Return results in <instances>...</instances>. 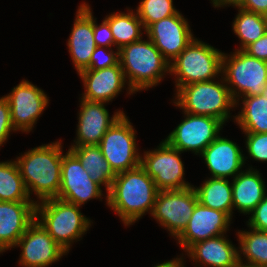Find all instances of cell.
<instances>
[{"label":"cell","instance_id":"1","mask_svg":"<svg viewBox=\"0 0 267 267\" xmlns=\"http://www.w3.org/2000/svg\"><path fill=\"white\" fill-rule=\"evenodd\" d=\"M158 192L154 180L139 165L116 175L106 195V202L128 226L145 212L152 214Z\"/></svg>","mask_w":267,"mask_h":267},{"label":"cell","instance_id":"2","mask_svg":"<svg viewBox=\"0 0 267 267\" xmlns=\"http://www.w3.org/2000/svg\"><path fill=\"white\" fill-rule=\"evenodd\" d=\"M62 152L61 141H56L28 150L16 158L29 196L35 192L40 201L58 197L61 187Z\"/></svg>","mask_w":267,"mask_h":267},{"label":"cell","instance_id":"3","mask_svg":"<svg viewBox=\"0 0 267 267\" xmlns=\"http://www.w3.org/2000/svg\"><path fill=\"white\" fill-rule=\"evenodd\" d=\"M119 63L129 80L130 95L158 85L165 73L170 72L169 61L149 38L123 46L119 50Z\"/></svg>","mask_w":267,"mask_h":267},{"label":"cell","instance_id":"4","mask_svg":"<svg viewBox=\"0 0 267 267\" xmlns=\"http://www.w3.org/2000/svg\"><path fill=\"white\" fill-rule=\"evenodd\" d=\"M36 203V220L43 226L55 242L67 253L71 243L91 226V220L80 212L81 206L58 198L46 199ZM40 215V216H39ZM41 218V219H40Z\"/></svg>","mask_w":267,"mask_h":267},{"label":"cell","instance_id":"5","mask_svg":"<svg viewBox=\"0 0 267 267\" xmlns=\"http://www.w3.org/2000/svg\"><path fill=\"white\" fill-rule=\"evenodd\" d=\"M221 83L211 80L182 86L176 91L174 104L184 113L211 116L224 124L236 105L224 79Z\"/></svg>","mask_w":267,"mask_h":267},{"label":"cell","instance_id":"6","mask_svg":"<svg viewBox=\"0 0 267 267\" xmlns=\"http://www.w3.org/2000/svg\"><path fill=\"white\" fill-rule=\"evenodd\" d=\"M223 52L196 38L170 62V74L176 76V89L196 82L218 78L222 72Z\"/></svg>","mask_w":267,"mask_h":267},{"label":"cell","instance_id":"7","mask_svg":"<svg viewBox=\"0 0 267 267\" xmlns=\"http://www.w3.org/2000/svg\"><path fill=\"white\" fill-rule=\"evenodd\" d=\"M228 56L223 53L221 74L230 84L228 88L235 105H238L239 97L261 95L267 82V62L239 49Z\"/></svg>","mask_w":267,"mask_h":267},{"label":"cell","instance_id":"8","mask_svg":"<svg viewBox=\"0 0 267 267\" xmlns=\"http://www.w3.org/2000/svg\"><path fill=\"white\" fill-rule=\"evenodd\" d=\"M135 130L125 113L107 130L98 144L104 158L118 174L141 163Z\"/></svg>","mask_w":267,"mask_h":267},{"label":"cell","instance_id":"9","mask_svg":"<svg viewBox=\"0 0 267 267\" xmlns=\"http://www.w3.org/2000/svg\"><path fill=\"white\" fill-rule=\"evenodd\" d=\"M181 152L172 147L166 140L158 148L145 151L140 165L154 180L159 191L177 190L192 187L185 182L184 164L180 158Z\"/></svg>","mask_w":267,"mask_h":267},{"label":"cell","instance_id":"10","mask_svg":"<svg viewBox=\"0 0 267 267\" xmlns=\"http://www.w3.org/2000/svg\"><path fill=\"white\" fill-rule=\"evenodd\" d=\"M197 202L194 186L159 191L151 215L177 238L186 228Z\"/></svg>","mask_w":267,"mask_h":267},{"label":"cell","instance_id":"11","mask_svg":"<svg viewBox=\"0 0 267 267\" xmlns=\"http://www.w3.org/2000/svg\"><path fill=\"white\" fill-rule=\"evenodd\" d=\"M186 117L165 139L172 147L200 155L214 141L223 123L214 117L184 113Z\"/></svg>","mask_w":267,"mask_h":267},{"label":"cell","instance_id":"12","mask_svg":"<svg viewBox=\"0 0 267 267\" xmlns=\"http://www.w3.org/2000/svg\"><path fill=\"white\" fill-rule=\"evenodd\" d=\"M101 186L95 183L79 159L68 150L61 164V187L58 199L81 206L88 200L101 198Z\"/></svg>","mask_w":267,"mask_h":267},{"label":"cell","instance_id":"13","mask_svg":"<svg viewBox=\"0 0 267 267\" xmlns=\"http://www.w3.org/2000/svg\"><path fill=\"white\" fill-rule=\"evenodd\" d=\"M10 105L11 121L16 131L30 132L48 105L44 91L28 80H22L5 96Z\"/></svg>","mask_w":267,"mask_h":267},{"label":"cell","instance_id":"14","mask_svg":"<svg viewBox=\"0 0 267 267\" xmlns=\"http://www.w3.org/2000/svg\"><path fill=\"white\" fill-rule=\"evenodd\" d=\"M15 246L22 248L19 260L22 267H47L67 253L37 220L28 227Z\"/></svg>","mask_w":267,"mask_h":267},{"label":"cell","instance_id":"15","mask_svg":"<svg viewBox=\"0 0 267 267\" xmlns=\"http://www.w3.org/2000/svg\"><path fill=\"white\" fill-rule=\"evenodd\" d=\"M145 32L169 63L194 39L188 21L180 12L152 23Z\"/></svg>","mask_w":267,"mask_h":267},{"label":"cell","instance_id":"16","mask_svg":"<svg viewBox=\"0 0 267 267\" xmlns=\"http://www.w3.org/2000/svg\"><path fill=\"white\" fill-rule=\"evenodd\" d=\"M231 218L224 212L197 202L186 228L176 238L185 252L195 243L223 235Z\"/></svg>","mask_w":267,"mask_h":267},{"label":"cell","instance_id":"17","mask_svg":"<svg viewBox=\"0 0 267 267\" xmlns=\"http://www.w3.org/2000/svg\"><path fill=\"white\" fill-rule=\"evenodd\" d=\"M104 104V102H92L81 98L77 139L71 146L98 145L107 130L124 114L119 110L109 117Z\"/></svg>","mask_w":267,"mask_h":267},{"label":"cell","instance_id":"18","mask_svg":"<svg viewBox=\"0 0 267 267\" xmlns=\"http://www.w3.org/2000/svg\"><path fill=\"white\" fill-rule=\"evenodd\" d=\"M36 220V202L0 201V253L15 248Z\"/></svg>","mask_w":267,"mask_h":267},{"label":"cell","instance_id":"19","mask_svg":"<svg viewBox=\"0 0 267 267\" xmlns=\"http://www.w3.org/2000/svg\"><path fill=\"white\" fill-rule=\"evenodd\" d=\"M78 75L85 87L82 99L92 102L112 101L127 81L120 63L100 70L84 69Z\"/></svg>","mask_w":267,"mask_h":267},{"label":"cell","instance_id":"20","mask_svg":"<svg viewBox=\"0 0 267 267\" xmlns=\"http://www.w3.org/2000/svg\"><path fill=\"white\" fill-rule=\"evenodd\" d=\"M67 46L77 73L87 69L97 47L93 34V15L88 4L79 6Z\"/></svg>","mask_w":267,"mask_h":267},{"label":"cell","instance_id":"21","mask_svg":"<svg viewBox=\"0 0 267 267\" xmlns=\"http://www.w3.org/2000/svg\"><path fill=\"white\" fill-rule=\"evenodd\" d=\"M214 178L236 177L245 164L240 147L232 140L218 136L200 154ZM241 169V170H240Z\"/></svg>","mask_w":267,"mask_h":267},{"label":"cell","instance_id":"22","mask_svg":"<svg viewBox=\"0 0 267 267\" xmlns=\"http://www.w3.org/2000/svg\"><path fill=\"white\" fill-rule=\"evenodd\" d=\"M186 252L193 261L202 263L203 266L237 267L239 264L238 248L224 234L199 241Z\"/></svg>","mask_w":267,"mask_h":267},{"label":"cell","instance_id":"23","mask_svg":"<svg viewBox=\"0 0 267 267\" xmlns=\"http://www.w3.org/2000/svg\"><path fill=\"white\" fill-rule=\"evenodd\" d=\"M241 171L232 182L233 208L243 214H248L264 199L266 195L265 182L259 171L252 167Z\"/></svg>","mask_w":267,"mask_h":267},{"label":"cell","instance_id":"24","mask_svg":"<svg viewBox=\"0 0 267 267\" xmlns=\"http://www.w3.org/2000/svg\"><path fill=\"white\" fill-rule=\"evenodd\" d=\"M69 150L79 159L90 178L100 186L104 185L108 193L117 174L104 158L99 146H71Z\"/></svg>","mask_w":267,"mask_h":267},{"label":"cell","instance_id":"25","mask_svg":"<svg viewBox=\"0 0 267 267\" xmlns=\"http://www.w3.org/2000/svg\"><path fill=\"white\" fill-rule=\"evenodd\" d=\"M198 202L211 209L226 213L230 218L233 214L232 183L226 178L211 177L202 186L194 187Z\"/></svg>","mask_w":267,"mask_h":267},{"label":"cell","instance_id":"26","mask_svg":"<svg viewBox=\"0 0 267 267\" xmlns=\"http://www.w3.org/2000/svg\"><path fill=\"white\" fill-rule=\"evenodd\" d=\"M241 112L235 122L244 133L267 132V96H244Z\"/></svg>","mask_w":267,"mask_h":267},{"label":"cell","instance_id":"27","mask_svg":"<svg viewBox=\"0 0 267 267\" xmlns=\"http://www.w3.org/2000/svg\"><path fill=\"white\" fill-rule=\"evenodd\" d=\"M128 11V13L115 12L105 17L112 32L114 46L119 50L123 46L141 40V35L143 34L141 29H143L144 26L137 12L135 13L129 9Z\"/></svg>","mask_w":267,"mask_h":267},{"label":"cell","instance_id":"28","mask_svg":"<svg viewBox=\"0 0 267 267\" xmlns=\"http://www.w3.org/2000/svg\"><path fill=\"white\" fill-rule=\"evenodd\" d=\"M30 197L16 161L0 162V201L37 203Z\"/></svg>","mask_w":267,"mask_h":267},{"label":"cell","instance_id":"29","mask_svg":"<svg viewBox=\"0 0 267 267\" xmlns=\"http://www.w3.org/2000/svg\"><path fill=\"white\" fill-rule=\"evenodd\" d=\"M236 8L239 9V13L236 15L232 27L241 41L239 50H244L267 32V17L237 6Z\"/></svg>","mask_w":267,"mask_h":267},{"label":"cell","instance_id":"30","mask_svg":"<svg viewBox=\"0 0 267 267\" xmlns=\"http://www.w3.org/2000/svg\"><path fill=\"white\" fill-rule=\"evenodd\" d=\"M251 231H239L238 241L240 246L238 252L243 253L247 265L256 267H267V232L249 228Z\"/></svg>","mask_w":267,"mask_h":267},{"label":"cell","instance_id":"31","mask_svg":"<svg viewBox=\"0 0 267 267\" xmlns=\"http://www.w3.org/2000/svg\"><path fill=\"white\" fill-rule=\"evenodd\" d=\"M136 11L144 26L143 31L152 23L179 12L173 6V0H142Z\"/></svg>","mask_w":267,"mask_h":267},{"label":"cell","instance_id":"32","mask_svg":"<svg viewBox=\"0 0 267 267\" xmlns=\"http://www.w3.org/2000/svg\"><path fill=\"white\" fill-rule=\"evenodd\" d=\"M118 64H119V49H117V52L116 51L114 52L111 49V47L97 46L93 54L91 55L90 65L87 69L100 70Z\"/></svg>","mask_w":267,"mask_h":267},{"label":"cell","instance_id":"33","mask_svg":"<svg viewBox=\"0 0 267 267\" xmlns=\"http://www.w3.org/2000/svg\"><path fill=\"white\" fill-rule=\"evenodd\" d=\"M246 148L250 157L256 161H267V132L245 133Z\"/></svg>","mask_w":267,"mask_h":267},{"label":"cell","instance_id":"34","mask_svg":"<svg viewBox=\"0 0 267 267\" xmlns=\"http://www.w3.org/2000/svg\"><path fill=\"white\" fill-rule=\"evenodd\" d=\"M12 131L16 130L12 125L9 102L5 96L0 97V146L8 140Z\"/></svg>","mask_w":267,"mask_h":267},{"label":"cell","instance_id":"35","mask_svg":"<svg viewBox=\"0 0 267 267\" xmlns=\"http://www.w3.org/2000/svg\"><path fill=\"white\" fill-rule=\"evenodd\" d=\"M249 214L248 227L267 232V194Z\"/></svg>","mask_w":267,"mask_h":267},{"label":"cell","instance_id":"36","mask_svg":"<svg viewBox=\"0 0 267 267\" xmlns=\"http://www.w3.org/2000/svg\"><path fill=\"white\" fill-rule=\"evenodd\" d=\"M96 18L93 16V34L94 40L97 46L112 47L114 45V39L109 26V23L104 19L98 26Z\"/></svg>","mask_w":267,"mask_h":267},{"label":"cell","instance_id":"37","mask_svg":"<svg viewBox=\"0 0 267 267\" xmlns=\"http://www.w3.org/2000/svg\"><path fill=\"white\" fill-rule=\"evenodd\" d=\"M249 56L267 62V32L257 41L248 45L244 50Z\"/></svg>","mask_w":267,"mask_h":267},{"label":"cell","instance_id":"38","mask_svg":"<svg viewBox=\"0 0 267 267\" xmlns=\"http://www.w3.org/2000/svg\"><path fill=\"white\" fill-rule=\"evenodd\" d=\"M237 7L267 17V0H242Z\"/></svg>","mask_w":267,"mask_h":267},{"label":"cell","instance_id":"39","mask_svg":"<svg viewBox=\"0 0 267 267\" xmlns=\"http://www.w3.org/2000/svg\"><path fill=\"white\" fill-rule=\"evenodd\" d=\"M214 7H224V6H238L242 0H211Z\"/></svg>","mask_w":267,"mask_h":267},{"label":"cell","instance_id":"40","mask_svg":"<svg viewBox=\"0 0 267 267\" xmlns=\"http://www.w3.org/2000/svg\"><path fill=\"white\" fill-rule=\"evenodd\" d=\"M183 258H174L173 260L163 262L161 264L155 265L154 267H181V261Z\"/></svg>","mask_w":267,"mask_h":267},{"label":"cell","instance_id":"41","mask_svg":"<svg viewBox=\"0 0 267 267\" xmlns=\"http://www.w3.org/2000/svg\"><path fill=\"white\" fill-rule=\"evenodd\" d=\"M237 267H256V266H252V265H247V264H243L242 258H241V254L239 253V264Z\"/></svg>","mask_w":267,"mask_h":267},{"label":"cell","instance_id":"42","mask_svg":"<svg viewBox=\"0 0 267 267\" xmlns=\"http://www.w3.org/2000/svg\"><path fill=\"white\" fill-rule=\"evenodd\" d=\"M261 95L262 96H267V82H266V85L264 87L263 93Z\"/></svg>","mask_w":267,"mask_h":267},{"label":"cell","instance_id":"43","mask_svg":"<svg viewBox=\"0 0 267 267\" xmlns=\"http://www.w3.org/2000/svg\"><path fill=\"white\" fill-rule=\"evenodd\" d=\"M183 264H184L183 261H181V267H185Z\"/></svg>","mask_w":267,"mask_h":267}]
</instances>
